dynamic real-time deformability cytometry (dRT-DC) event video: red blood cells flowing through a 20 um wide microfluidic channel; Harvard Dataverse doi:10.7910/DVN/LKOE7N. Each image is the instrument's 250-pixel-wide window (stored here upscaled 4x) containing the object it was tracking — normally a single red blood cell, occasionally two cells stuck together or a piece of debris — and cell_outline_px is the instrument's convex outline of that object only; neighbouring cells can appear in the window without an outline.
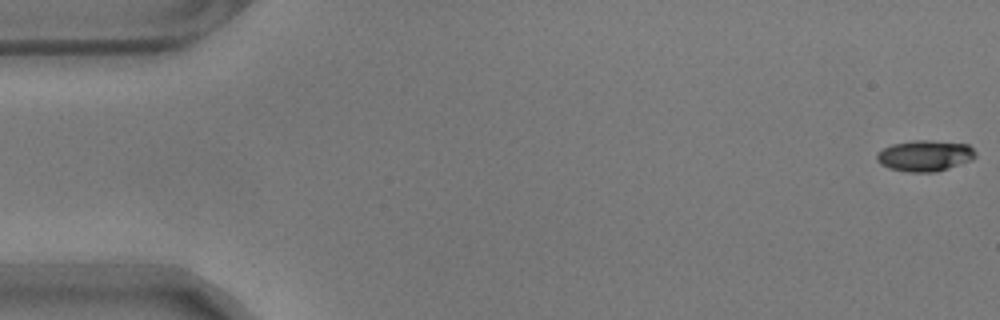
{"species": "common noctule bat (a hibernating species)", "species_latin": "Nyctalus noctula", "temperature_condition": "warm", "stored_images_in_passage": 57, "camera_frame_rate_fps": 3000, "um_per_image_px": 0.085, "animal": {"sex": "male", "body_mass_g": 17.9}, "frame": {"image": 1, "passage_image": 1, "time_ms": 0.0, "image_size_px": [1000, 320], "cell_outline_px": [[976, 156], [972, 160], [936, 172], [908, 172], [888, 168], [880, 164], [876, 160], [876, 152], [892, 144], [912, 140], [932, 140], [968, 144], [976, 152]], "centroid_in_image_um": [78.6, 13.23], "position_along_channel_um": 6.4, "area_um2": 18.03}}
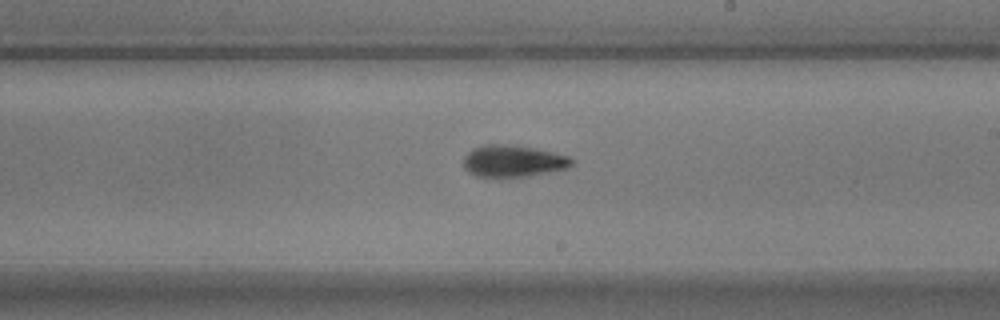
{"frame": {"image": 2, "passage_image": 33, "time_ms": 10.667, "image_size_px": [1000, 320], "cell_outline_px": [[576, 160], [568, 168], [528, 176], [500, 180], [476, 176], [468, 172], [464, 168], [464, 156], [472, 148], [484, 144], [500, 144], [532, 148], [552, 152], [568, 156]], "centroid_in_image_um": [43.57, 13.73], "position_along_channel_um": 245.4, "area_um2": 20.58}}
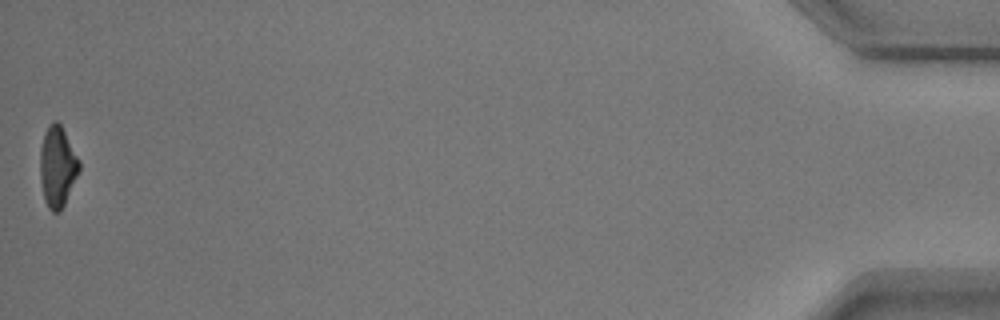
{"frame": {"image": 3, "passage_image": 57, "time_ms": 18.667, "image_size_px": [1000, 320], "cell_outline_px": [[80, 172], [60, 212], [52, 212], [48, 208], [44, 200], [40, 180], [40, 148], [44, 132], [48, 124], [52, 120], [56, 120], [60, 124], [80, 160]], "centroid_in_image_um": [4.88, 14.16], "position_along_channel_um": 430.3, "area_um2": 18.67}, "authors_computed_cell_mechanics": {"area_um2": 18.9006, "velocity_mm_per_s": 3.5459, "shape_relaxation_time_tau1_ms": 3.1989, "shape_relaxation_time_tau2_ms": 3.1926, "deformation_change_tau1": 0.1403, "deformation_change_tau2": 0.1117}}